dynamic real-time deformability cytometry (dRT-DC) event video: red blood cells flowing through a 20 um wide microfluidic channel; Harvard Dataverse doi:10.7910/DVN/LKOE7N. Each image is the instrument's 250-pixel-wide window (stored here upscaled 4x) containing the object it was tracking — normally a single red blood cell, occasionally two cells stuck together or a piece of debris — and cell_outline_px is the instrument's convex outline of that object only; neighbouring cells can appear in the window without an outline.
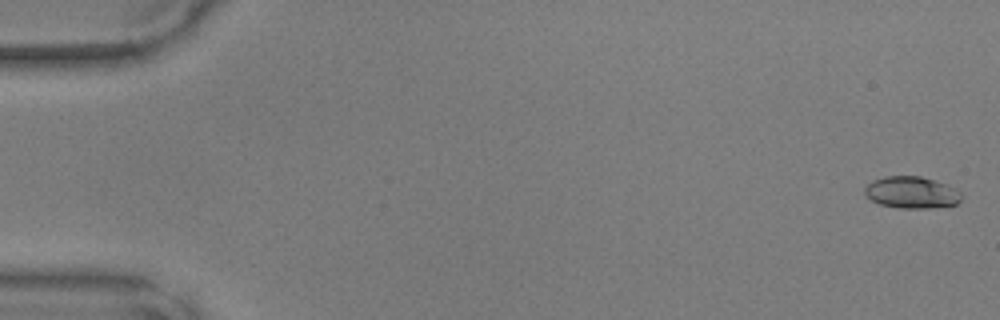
{"species": "common noctule bat (a hibernating species)", "species_latin": "Nyctalus noctula", "temperature_condition": "warm", "stored_images_in_passage": 49, "camera_frame_rate_fps": 3000, "um_per_image_px": 0.085, "animal": {"sex": "male", "body_mass_g": 17.9, "forearm_length_mm": 54.2}, "frame": {"image": 1, "passage_image": 1, "time_ms": 0.0, "image_size_px": [1000, 320], "cell_outline_px": [[964, 196], [956, 204], [928, 208], [900, 208], [880, 204], [872, 200], [864, 192], [864, 188], [872, 180], [884, 176], [920, 176], [956, 188]], "centroid_in_image_um": [77.49, 16.35], "position_along_channel_um": 7.5, "area_um2": 17.8}}
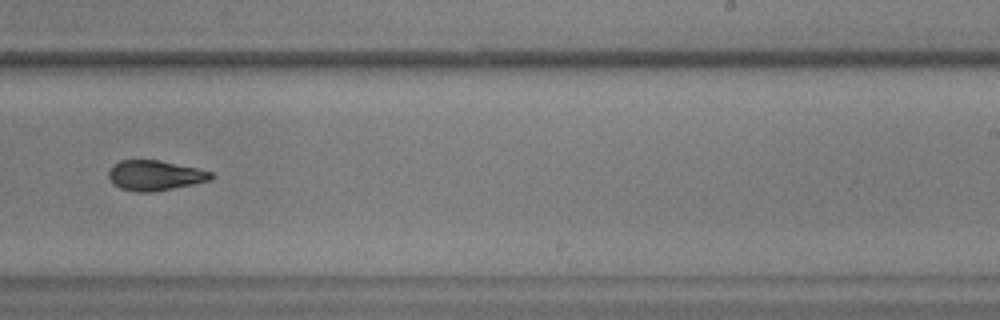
{"frame": {"image": 2, "passage_image": 31, "time_ms": 10.0, "image_size_px": [1000, 320], "cell_outline_px": [[216, 176], [212, 180], [152, 192], [136, 192], [120, 188], [112, 184], [108, 176], [108, 172], [112, 164], [120, 160], [156, 160], [196, 168], [212, 172]], "centroid_in_image_um": [13.14, 14.91], "position_along_channel_um": 275.9, "area_um2": 17.98}}
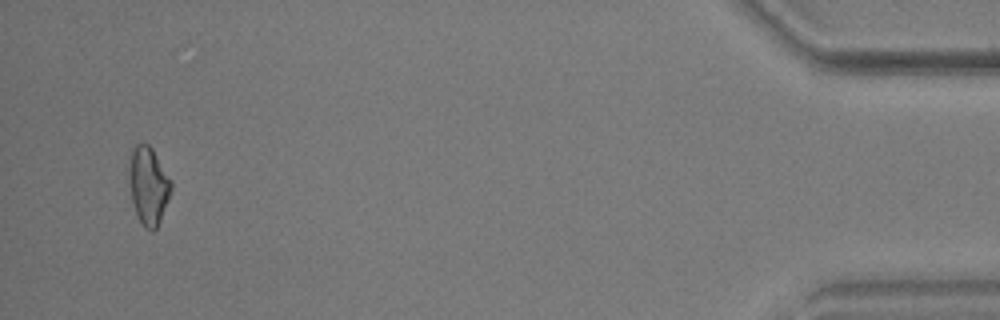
{"frame": {"image": 3, "passage_image": 47, "time_ms": 15.333, "image_size_px": [1000, 320], "cell_outline_px": [[172, 188], [168, 200], [160, 220], [156, 228], [152, 232], [144, 228], [136, 212], [132, 200], [128, 176], [128, 168], [132, 148], [136, 144], [148, 144], [152, 148], [172, 180]], "centroid_in_image_um": [12.62, 15.76], "position_along_channel_um": 422.6, "area_um2": 19.07}}